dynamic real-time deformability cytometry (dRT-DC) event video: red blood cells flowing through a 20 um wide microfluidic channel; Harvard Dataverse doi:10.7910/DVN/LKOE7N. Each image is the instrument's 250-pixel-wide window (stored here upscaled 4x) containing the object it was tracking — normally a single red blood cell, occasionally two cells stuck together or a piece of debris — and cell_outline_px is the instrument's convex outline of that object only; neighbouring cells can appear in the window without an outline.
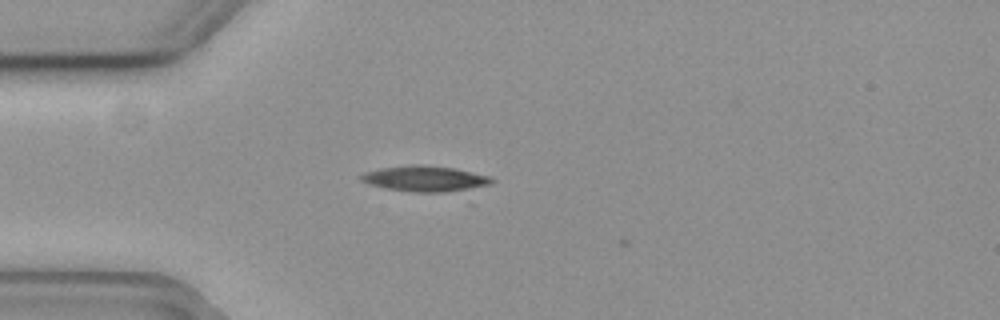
{"species": "common noctule bat (a hibernating species)", "species_latin": "Nyctalus noctula", "temperature_condition": "cold", "stored_images_in_passage": 3, "camera_frame_rate_fps": 3000, "um_per_image_px": 0.085, "animal": {"sex": "female", "body_mass_g": 19.3, "forearm_length_mm": 54.1}, "frame": {"image": 1, "passage_image": 2, "time_ms": 0.333, "image_size_px": [1000, 320], "cell_outline_px": [[496, 180], [492, 184], [464, 192], [412, 192], [384, 188], [368, 184], [360, 180], [360, 176], [364, 172], [380, 168], [412, 164], [424, 164], [456, 168], [492, 176]], "centroid_in_image_um": [36.23, 15.19], "position_along_channel_um": 48.8, "area_um2": 20.35}}